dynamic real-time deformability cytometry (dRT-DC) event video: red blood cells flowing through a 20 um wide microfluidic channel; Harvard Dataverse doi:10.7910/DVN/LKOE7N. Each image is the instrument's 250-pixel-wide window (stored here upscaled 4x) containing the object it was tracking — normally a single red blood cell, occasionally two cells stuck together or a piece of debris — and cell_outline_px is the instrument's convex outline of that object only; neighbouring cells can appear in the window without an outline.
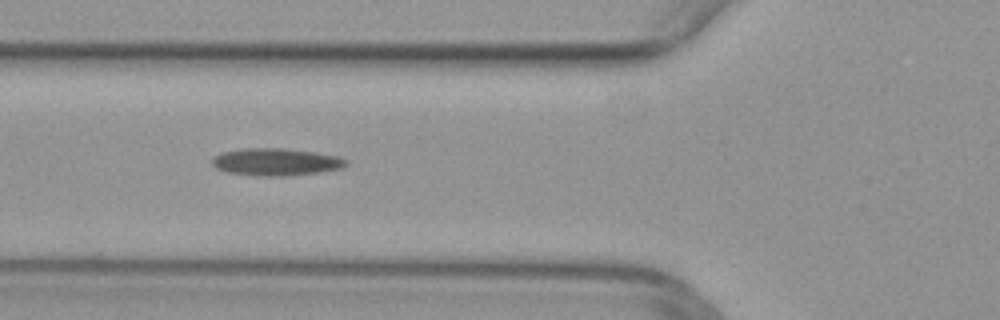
{"species": "common noctule bat (a hibernating species)", "species_latin": "Nyctalus noctula", "temperature_condition": "warm", "stored_images_in_passage": 37, "camera_frame_rate_fps": 3000, "um_per_image_px": 0.085, "animal": {"sex": "female", "body_mass_g": 29.2, "forearm_length_mm": 56.3}, "frame": {"image": 1, "passage_image": 5, "time_ms": 1.333, "image_size_px": [1000, 320], "cell_outline_px": [[348, 164], [340, 168], [320, 172], [288, 176], [256, 176], [228, 172], [216, 168], [212, 164], [212, 160], [216, 156], [224, 152], [244, 148], [284, 148], [312, 152], [336, 156], [348, 160]], "centroid_in_image_um": [23.46, 13.77], "position_along_channel_um": 102.3, "area_um2": 21.15}}
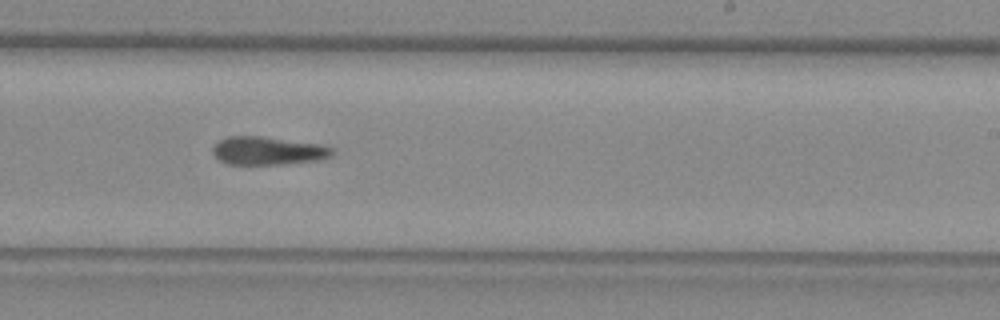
{"frame": {"image": 2, "passage_image": 17, "time_ms": 5.333, "image_size_px": [1000, 320], "cell_outline_px": [[336, 152], [332, 156], [316, 160], [284, 164], [228, 164], [220, 160], [212, 152], [212, 148], [224, 136], [260, 136], [320, 144], [332, 148]], "centroid_in_image_um": [22.77, 12.81], "position_along_channel_um": 266.2, "area_um2": 19.54}}
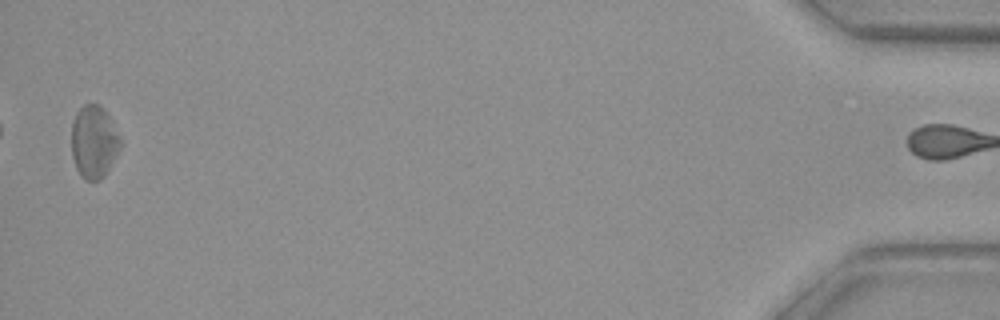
{"frame": {"image": 3, "passage_image": 36, "time_ms": 11.667, "image_size_px": [1000, 320], "cell_outline_px": [[120, 148], [104, 176], [100, 180], [84, 180], [80, 176], [76, 168], [72, 156], [72, 120], [76, 112], [84, 104], [100, 104], [104, 108], [120, 136]], "centroid_in_image_um": [7.96, 12.05], "position_along_channel_um": 427.2, "area_um2": 20.69}}